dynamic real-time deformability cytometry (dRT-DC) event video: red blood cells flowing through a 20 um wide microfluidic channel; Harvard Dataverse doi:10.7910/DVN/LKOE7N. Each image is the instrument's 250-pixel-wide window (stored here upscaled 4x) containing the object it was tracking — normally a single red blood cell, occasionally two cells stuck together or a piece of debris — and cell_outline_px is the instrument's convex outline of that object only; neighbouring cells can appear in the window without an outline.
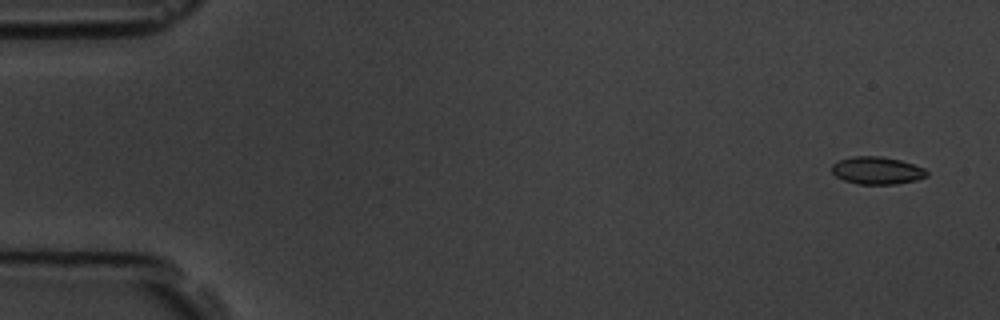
{"species": "common noctule bat (a hibernating species)", "species_latin": "Nyctalus noctula", "temperature_condition": "room temperature", "stored_images_in_passage": 5, "camera_frame_rate_fps": 3000, "um_per_image_px": 0.085, "animal": {"sex": "male", "body_mass_g": 19.5, "forearm_length_mm": 54.6}, "frame": {"image": 1, "passage_image": 1, "time_ms": 0.0, "image_size_px": [1000, 320], "cell_outline_px": [[928, 176], [916, 180], [896, 184], [856, 184], [844, 180], [836, 176], [832, 172], [832, 164], [840, 160], [852, 156], [880, 156], [900, 160], [924, 168], [928, 172]], "centroid_in_image_um": [74.54, 14.49], "position_along_channel_um": 10.5, "area_um2": 15.2}}